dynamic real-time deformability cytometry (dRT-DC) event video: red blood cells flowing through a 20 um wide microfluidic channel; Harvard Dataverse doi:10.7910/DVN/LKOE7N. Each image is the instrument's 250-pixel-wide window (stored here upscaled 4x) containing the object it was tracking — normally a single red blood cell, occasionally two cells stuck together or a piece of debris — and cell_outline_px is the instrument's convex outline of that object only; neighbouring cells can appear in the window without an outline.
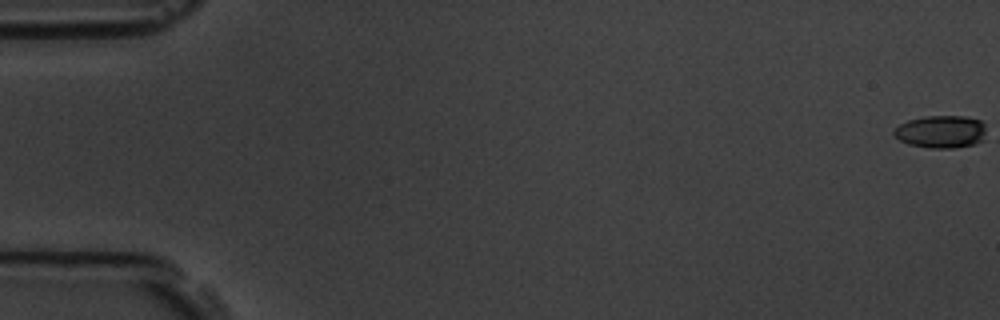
{"species": "common noctule bat (a hibernating species)", "species_latin": "Nyctalus noctula", "temperature_condition": "room temperature", "stored_images_in_passage": 8, "camera_frame_rate_fps": 3000, "um_per_image_px": 0.085, "animal": {"sex": "male", "body_mass_g": 19.5, "forearm_length_mm": 54.6}, "frame": {"image": 1, "passage_image": 1, "time_ms": 0.0, "image_size_px": [1000, 320], "cell_outline_px": [[984, 140], [976, 144], [956, 148], [928, 148], [908, 144], [900, 140], [892, 132], [900, 124], [908, 120], [924, 116], [964, 116], [980, 120], [984, 124]], "centroid_in_image_um": [80.0, 11.2], "position_along_channel_um": 5.0, "area_um2": 17.63}}
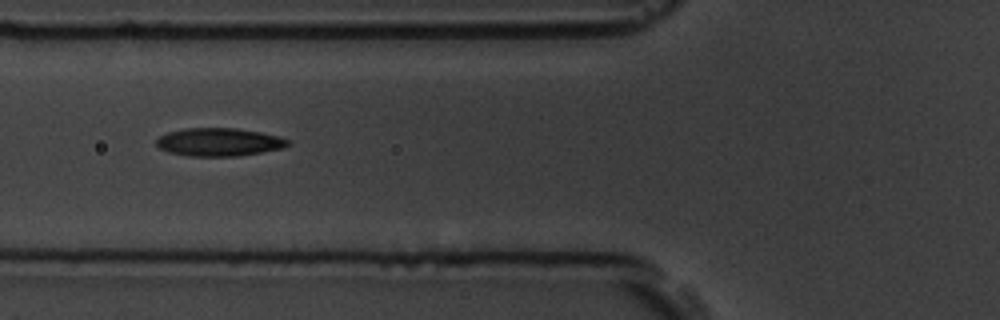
{"frame": {"image": 2, "passage_image": 7, "time_ms": 7.0, "image_size_px": [1000, 320], "cell_outline_px": [[292, 144], [284, 148], [236, 156], [188, 156], [168, 152], [160, 148], [156, 144], [156, 140], [160, 136], [168, 132], [184, 128], [236, 128], [260, 132], [280, 136], [288, 140]], "centroid_in_image_um": [18.63, 12.07], "position_along_channel_um": 107.2, "area_um2": 21.56}}
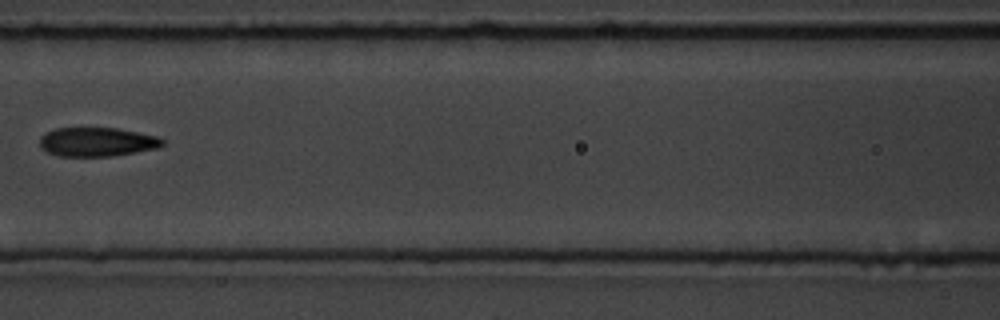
{"frame": {"image": 3, "passage_image": 8, "time_ms": 8.333, "image_size_px": [1000, 320], "cell_outline_px": [[164, 144], [156, 148], [136, 152], [112, 156], [60, 156], [48, 152], [40, 144], [40, 136], [44, 132], [56, 128], [116, 128], [156, 136], [164, 140]], "centroid_in_image_um": [8.23, 12.06], "position_along_channel_um": 158.4, "area_um2": 20.58}}